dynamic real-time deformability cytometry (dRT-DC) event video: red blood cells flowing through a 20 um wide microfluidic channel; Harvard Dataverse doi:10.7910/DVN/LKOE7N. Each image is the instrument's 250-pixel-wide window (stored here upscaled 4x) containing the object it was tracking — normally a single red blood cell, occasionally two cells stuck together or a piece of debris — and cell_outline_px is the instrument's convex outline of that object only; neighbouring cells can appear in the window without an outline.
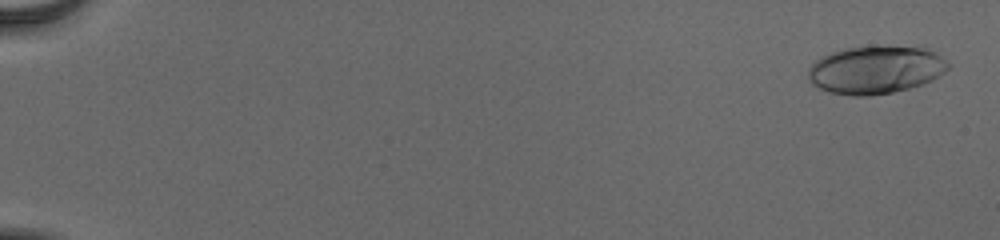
{"species": "human", "species_latin": "Homo sapiens", "temperature_condition": "cold", "stored_images_in_passage": 55, "camera_frame_rate_fps": 3000, "um_per_image_px": 0.085, "donor": {"sex": "male"}, "frame": {"image": 1, "passage_image": 2, "time_ms": 0.333, "image_size_px": [1000, 240], "cell_outline_px": [[948, 68], [944, 72], [932, 80], [908, 88], [892, 92], [868, 96], [852, 96], [828, 92], [812, 84], [808, 80], [808, 68], [820, 56], [844, 48], [924, 48], [936, 52], [948, 64]], "centroid_in_image_um": [74.36, 5.97], "position_along_channel_um": 10.6, "area_um2": 38.32}}
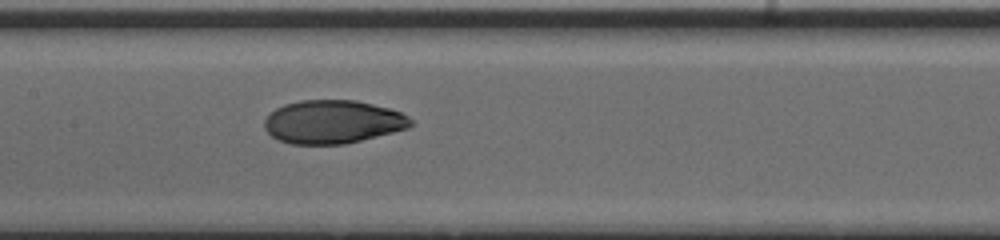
{"frame": {"image": 2, "passage_image": 30, "time_ms": 9.667, "image_size_px": [1000, 240], "cell_outline_px": [[412, 124], [408, 128], [344, 144], [292, 144], [280, 140], [272, 136], [264, 128], [264, 120], [276, 108], [284, 104], [300, 100], [356, 100], [388, 108], [400, 112], [408, 116], [412, 120]], "centroid_in_image_um": [28.27, 10.35], "position_along_channel_um": 179.1, "area_um2": 36.7}}
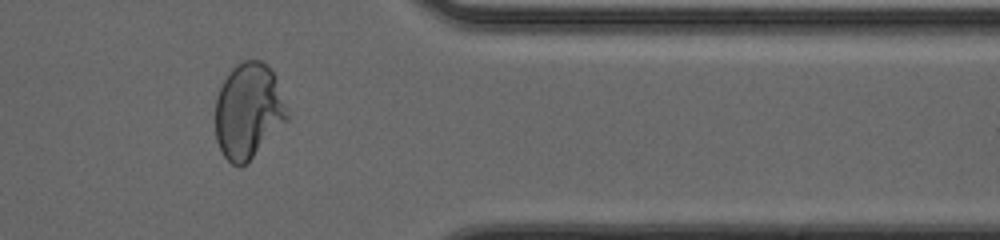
{"frame": {"image": 3, "passage_image": 47, "time_ms": 15.333, "image_size_px": [1000, 240], "cell_outline_px": [[288, 120], [240, 168], [232, 164], [224, 156], [216, 140], [216, 96], [228, 72], [236, 64], [244, 60], [260, 60], [272, 72], [276, 80], [288, 116]], "centroid_in_image_um": [21.07, 9.42], "position_along_channel_um": 390.3, "area_um2": 39.19}, "authors_computed_cell_mechanics": {"area_um2": 37.7434, "velocity_mm_per_s": 3.8898, "shape_relaxation_time_tau1_ms": 4.9484, "shape_relaxation_time_tau2_ms": 1.1214, "deformation_change_tau1": 0.2055, "deformation_change_tau2": 0.0451}}